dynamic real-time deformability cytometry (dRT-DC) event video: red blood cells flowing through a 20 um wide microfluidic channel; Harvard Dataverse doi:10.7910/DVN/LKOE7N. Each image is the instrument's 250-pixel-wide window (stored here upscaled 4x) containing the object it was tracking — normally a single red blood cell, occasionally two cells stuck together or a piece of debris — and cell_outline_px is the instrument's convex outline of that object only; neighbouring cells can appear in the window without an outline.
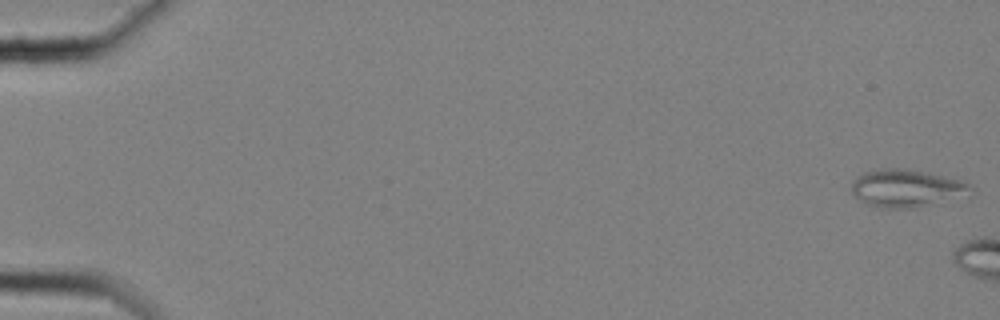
{"species": "common noctule bat (a hibernating species)", "species_latin": "Nyctalus noctula", "temperature_condition": "cold", "stored_images_in_passage": 7, "camera_frame_rate_fps": 3000, "um_per_image_px": 0.085, "animal": {"sex": "female", "body_mass_g": 25.1}, "frame": {"image": 1, "passage_image": 1, "time_ms": 0.0, "image_size_px": [1000, 320], "cell_outline_px": [[972, 188], [928, 204], [912, 208], [888, 208], [868, 204], [860, 200], [852, 192], [852, 180], [856, 176], [864, 172], [880, 168], [900, 168], [960, 180], [968, 184]], "centroid_in_image_um": [76.83, 15.97], "position_along_channel_um": 8.2, "area_um2": 24.51}}